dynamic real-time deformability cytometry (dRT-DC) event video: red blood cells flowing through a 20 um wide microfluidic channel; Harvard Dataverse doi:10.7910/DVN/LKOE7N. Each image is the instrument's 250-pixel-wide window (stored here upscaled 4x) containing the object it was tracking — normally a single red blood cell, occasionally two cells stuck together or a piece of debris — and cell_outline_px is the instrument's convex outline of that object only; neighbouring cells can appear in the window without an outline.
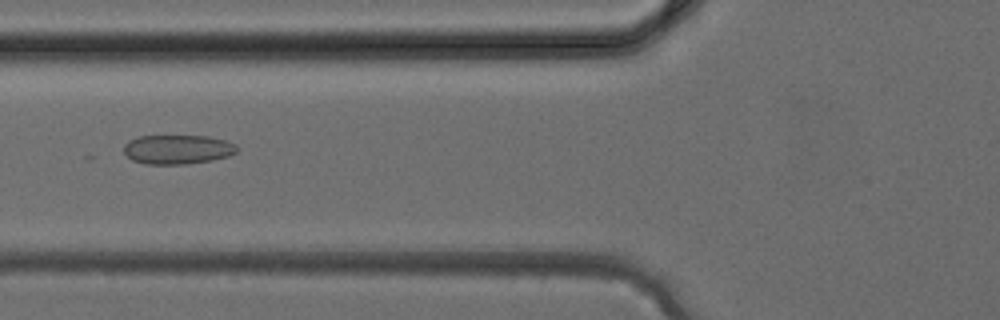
{"species": "common noctule bat (a hibernating species)", "species_latin": "Nyctalus noctula", "temperature_condition": "cold", "stored_images_in_passage": 36, "camera_frame_rate_fps": 3000, "um_per_image_px": 0.085, "animal": {"sex": "female", "body_mass_g": 24.6, "forearm_length_mm": 56.2}, "frame": {"image": 1, "passage_image": 12, "time_ms": 3.667, "image_size_px": [1000, 320], "cell_outline_px": [[236, 152], [228, 156], [212, 160], [184, 164], [144, 164], [132, 160], [124, 152], [124, 144], [128, 140], [140, 136], [208, 136], [224, 140], [236, 144]], "centroid_in_image_um": [15.06, 12.7], "position_along_channel_um": 110.7, "area_um2": 19.25}}
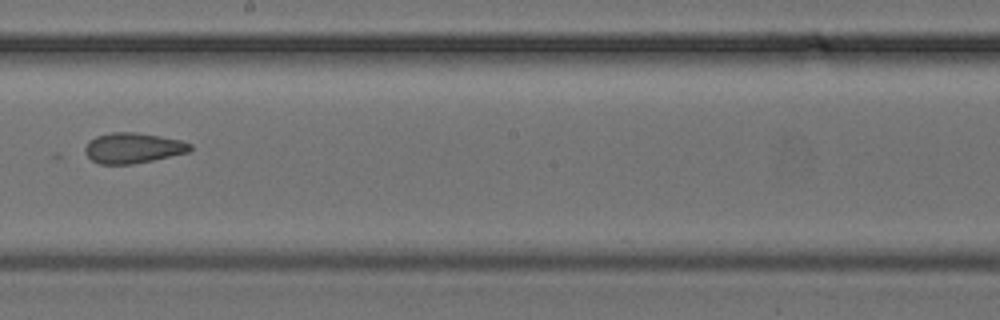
{"frame": {"image": 2, "passage_image": 19, "time_ms": 6.0, "image_size_px": [1000, 320], "cell_outline_px": [[192, 148], [188, 152], [152, 160], [132, 164], [100, 164], [92, 160], [84, 152], [84, 148], [88, 140], [96, 136], [112, 132], [136, 132], [160, 136], [180, 140], [192, 144]], "centroid_in_image_um": [11.27, 12.57], "position_along_channel_um": 236.9, "area_um2": 18.61}}
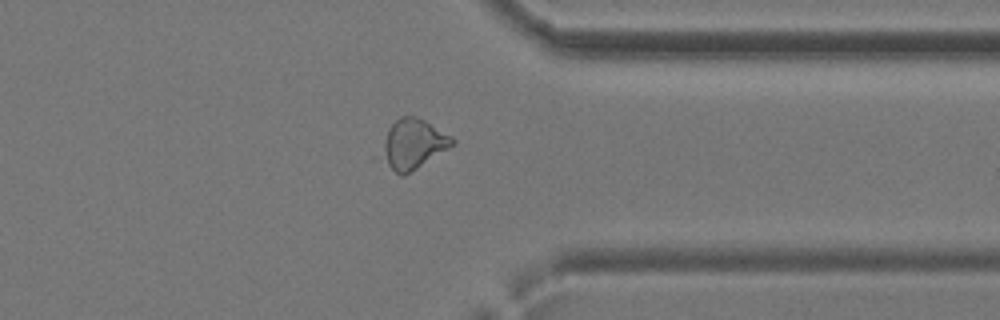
{"frame": {"image": 3, "passage_image": 27, "time_ms": 8.667, "image_size_px": [1000, 320], "cell_outline_px": [[456, 144], [404, 176], [400, 176], [372, 156], [388, 128], [400, 116], [416, 116], [424, 120], [452, 136], [456, 140]], "centroid_in_image_um": [34.97, 12.29], "position_along_channel_um": 376.4, "area_um2": 21.68}}